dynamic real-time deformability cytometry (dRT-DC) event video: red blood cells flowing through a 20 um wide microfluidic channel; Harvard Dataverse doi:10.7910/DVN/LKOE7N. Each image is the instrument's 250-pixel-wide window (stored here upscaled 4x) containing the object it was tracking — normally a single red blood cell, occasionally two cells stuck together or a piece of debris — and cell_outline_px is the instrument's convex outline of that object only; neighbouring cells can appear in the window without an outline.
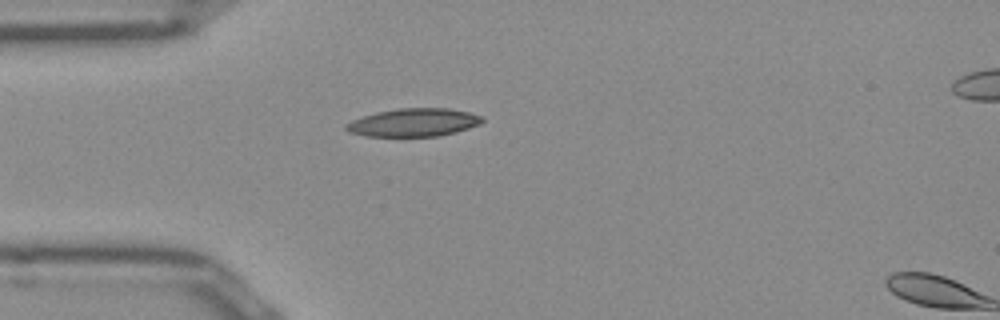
{"species": "Egyptian fruit bat (a non-hibernating species)", "species_latin": "Rousettus aegyptiacus", "temperature_condition": "room temperature", "stored_images_in_passage": 2, "camera_frame_rate_fps": 3000, "um_per_image_px": 0.085, "frame": {"image": 1, "passage_image": 1, "time_ms": 0.0, "image_size_px": [1000, 320], "cell_outline_px": [[484, 120], [480, 124], [456, 132], [440, 136], [364, 136], [348, 132], [344, 128], [344, 124], [352, 120], [376, 112], [396, 108], [448, 108], [468, 112], [484, 116]], "centroid_in_image_um": [35.15, 10.41], "position_along_channel_um": 49.8, "area_um2": 22.43}}